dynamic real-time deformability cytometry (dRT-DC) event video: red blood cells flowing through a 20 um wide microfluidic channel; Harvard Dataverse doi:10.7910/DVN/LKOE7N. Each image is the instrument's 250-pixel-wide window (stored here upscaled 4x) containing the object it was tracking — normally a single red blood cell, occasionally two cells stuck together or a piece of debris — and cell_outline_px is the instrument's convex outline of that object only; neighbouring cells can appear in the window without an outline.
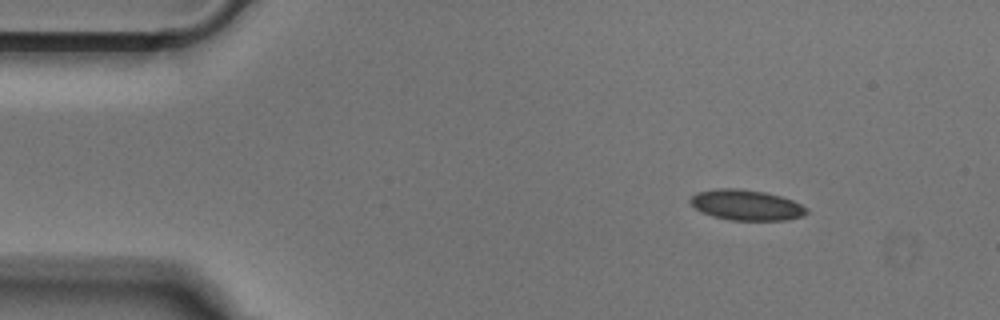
{"species": "Egyptian fruit bat (a non-hibernating species)", "species_latin": "Rousettus aegyptiacus", "temperature_condition": "cold", "stored_images_in_passage": 46, "camera_frame_rate_fps": 3000, "um_per_image_px": 0.085, "animal": {"sex": "male"}, "frame": {"image": 1, "passage_image": 1, "time_ms": 0.0, "image_size_px": [1000, 320], "cell_outline_px": [[808, 212], [804, 216], [784, 220], [732, 220], [712, 216], [700, 212], [688, 200], [696, 192], [716, 188], [736, 188], [764, 192], [780, 196], [792, 200], [808, 208]], "centroid_in_image_um": [63.42, 17.42], "position_along_channel_um": 21.6, "area_um2": 20.69}}
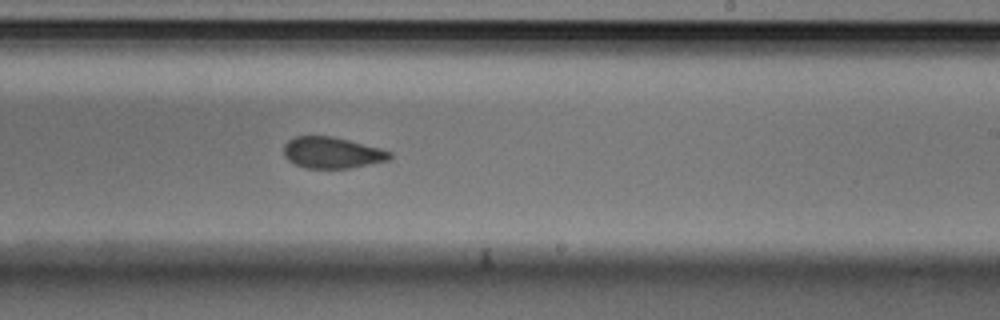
{"frame": {"image": 2, "passage_image": 25, "time_ms": 8.0, "image_size_px": [1000, 320], "cell_outline_px": [[392, 156], [388, 160], [348, 168], [304, 168], [288, 160], [284, 156], [284, 144], [288, 140], [296, 136], [332, 136], [380, 148], [392, 152]], "centroid_in_image_um": [28.2, 12.97], "position_along_channel_um": 260.8, "area_um2": 19.19}}
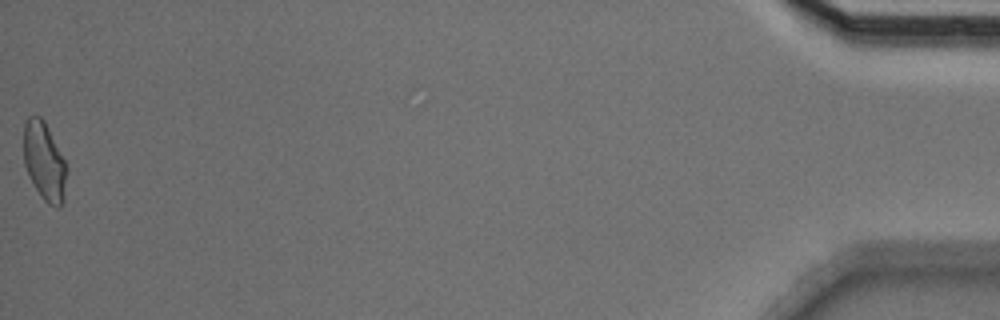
{"frame": {"image": 3, "passage_image": 46, "time_ms": 15.0, "image_size_px": [1000, 320], "cell_outline_px": [[68, 172], [64, 200], [60, 208], [56, 208], [48, 204], [44, 200], [36, 188], [24, 164], [24, 124], [28, 116], [40, 116], [44, 120], [68, 168]], "centroid_in_image_um": [3.8, 13.75], "position_along_channel_um": 431.4, "area_um2": 19.59}}